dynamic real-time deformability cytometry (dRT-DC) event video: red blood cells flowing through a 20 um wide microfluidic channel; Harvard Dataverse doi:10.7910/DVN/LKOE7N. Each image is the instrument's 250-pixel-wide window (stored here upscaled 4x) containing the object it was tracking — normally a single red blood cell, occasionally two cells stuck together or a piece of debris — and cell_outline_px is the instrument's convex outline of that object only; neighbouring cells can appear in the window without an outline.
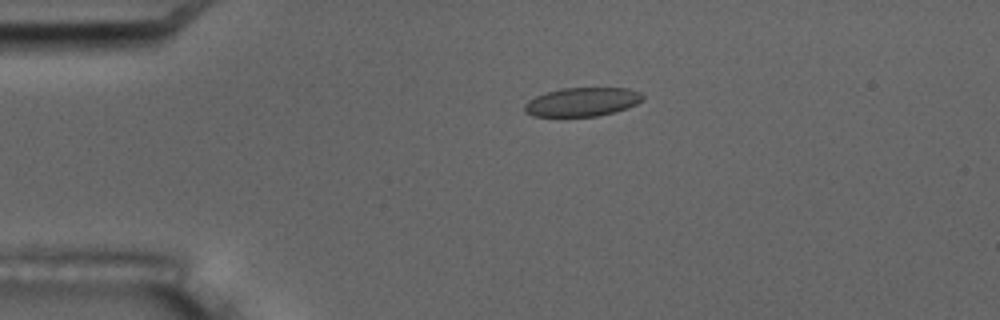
{"species": "common noctule bat (a hibernating species)", "species_latin": "Nyctalus noctula", "temperature_condition": "room temperature", "stored_images_in_passage": 4, "camera_frame_rate_fps": 3000, "um_per_image_px": 0.085, "animal": {"sex": "male", "body_mass_g": 17.5, "forearm_length_mm": 52.3}, "frame": {"image": 1, "passage_image": 3, "time_ms": 3.0, "image_size_px": [1000, 320], "cell_outline_px": [[644, 100], [636, 104], [616, 112], [596, 116], [532, 116], [524, 112], [524, 104], [528, 100], [536, 96], [560, 88], [628, 88], [640, 92], [644, 96]], "centroid_in_image_um": [49.49, 8.66], "position_along_channel_um": 35.5, "area_um2": 19.88}}